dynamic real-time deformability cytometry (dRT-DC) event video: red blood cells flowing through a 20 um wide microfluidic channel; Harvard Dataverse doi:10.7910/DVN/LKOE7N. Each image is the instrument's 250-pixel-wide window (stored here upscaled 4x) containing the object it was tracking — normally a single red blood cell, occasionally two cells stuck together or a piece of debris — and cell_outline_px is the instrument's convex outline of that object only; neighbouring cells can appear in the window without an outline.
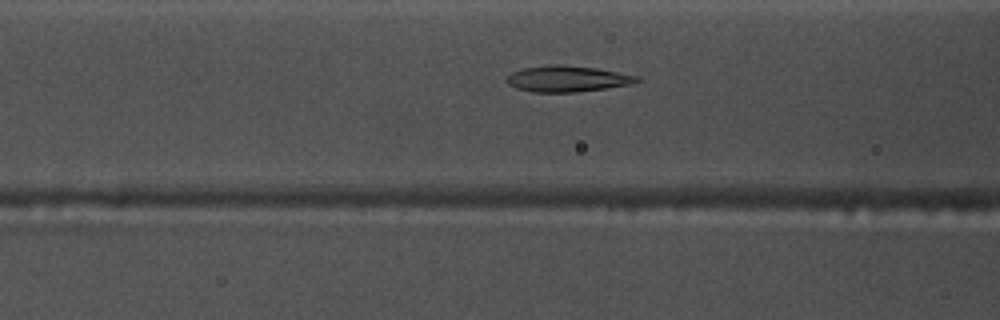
{"species": "common noctule bat (a hibernating species)", "species_latin": "Nyctalus noctula", "temperature_condition": "warm", "stored_images_in_passage": 40, "camera_frame_rate_fps": 3000, "um_per_image_px": 0.085, "animal": {"sex": "male", "body_mass_g": 17.5, "forearm_length_mm": 52.3}, "frame": {"image": 1, "passage_image": 10, "time_ms": 3.0, "image_size_px": [1000, 320], "cell_outline_px": [[640, 80], [628, 84], [604, 88], [576, 92], [536, 92], [516, 88], [508, 84], [504, 80], [512, 72], [524, 68], [552, 64], [560, 64], [596, 68], [636, 76]], "centroid_in_image_um": [48.14, 6.69], "position_along_channel_um": 118.5, "area_um2": 19.42}}
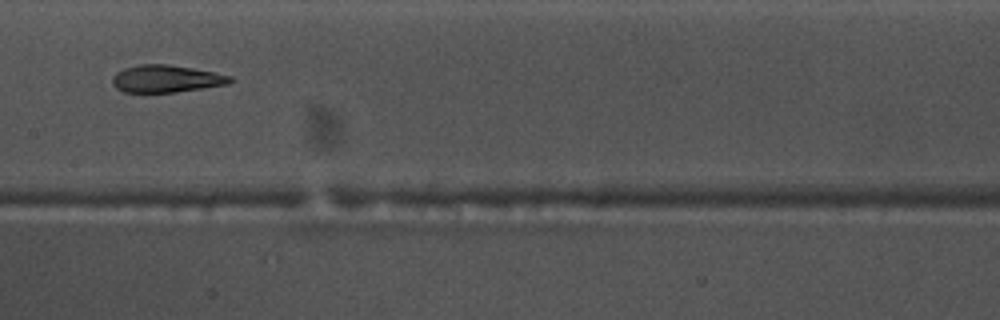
{"frame": {"image": 2, "passage_image": 16, "time_ms": 5.0, "image_size_px": [1000, 320], "cell_outline_px": [[232, 80], [228, 84], [176, 92], [124, 92], [116, 88], [112, 84], [112, 76], [116, 72], [124, 68], [140, 64], [168, 64], [192, 68], [232, 76]], "centroid_in_image_um": [14.08, 6.69], "position_along_channel_um": 193.3, "area_um2": 18.67}}
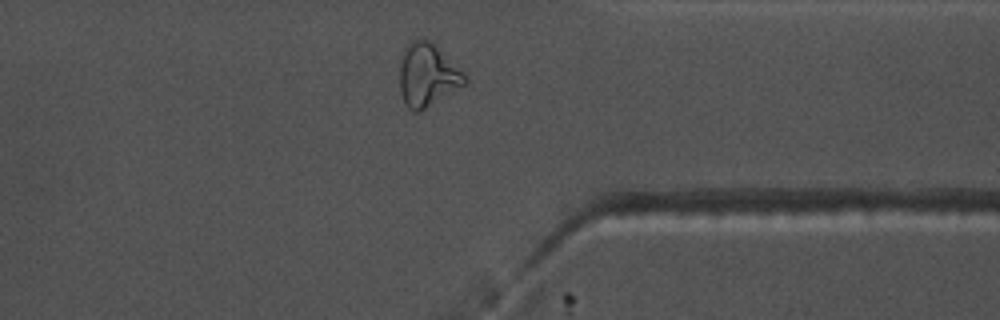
{"frame": {"image": 3, "passage_image": 31, "time_ms": 10.0, "image_size_px": [1000, 320], "cell_outline_px": [[468, 84], [420, 112], [416, 112], [408, 108], [400, 92], [400, 64], [404, 48], [412, 40], [420, 36], [428, 40], [464, 72], [468, 80]], "centroid_in_image_um": [36.35, 6.4], "position_along_channel_um": 375.1, "area_um2": 24.04}, "authors_computed_cell_mechanics": {"area_um2": 19.6231, "velocity_mm_per_s": 3.7565, "shape_relaxation_time_tau1_ms": null, "shape_relaxation_time_tau2_ms": 2.0529, "deformation_change_tau1": null, "deformation_change_tau2": 0.0887}}